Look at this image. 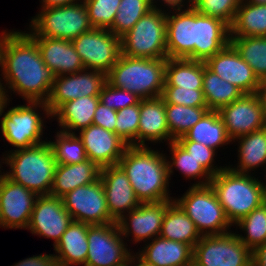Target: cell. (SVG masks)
I'll return each mask as SVG.
<instances>
[{"label":"cell","mask_w":266,"mask_h":266,"mask_svg":"<svg viewBox=\"0 0 266 266\" xmlns=\"http://www.w3.org/2000/svg\"><path fill=\"white\" fill-rule=\"evenodd\" d=\"M171 142L166 120L165 102L162 97L140 99V117L137 146H146L145 141Z\"/></svg>","instance_id":"cell-25"},{"label":"cell","mask_w":266,"mask_h":266,"mask_svg":"<svg viewBox=\"0 0 266 266\" xmlns=\"http://www.w3.org/2000/svg\"><path fill=\"white\" fill-rule=\"evenodd\" d=\"M78 0H42V8L64 6L77 3Z\"/></svg>","instance_id":"cell-51"},{"label":"cell","mask_w":266,"mask_h":266,"mask_svg":"<svg viewBox=\"0 0 266 266\" xmlns=\"http://www.w3.org/2000/svg\"><path fill=\"white\" fill-rule=\"evenodd\" d=\"M5 46V31L2 32V35L0 37V67L3 69V49Z\"/></svg>","instance_id":"cell-55"},{"label":"cell","mask_w":266,"mask_h":266,"mask_svg":"<svg viewBox=\"0 0 266 266\" xmlns=\"http://www.w3.org/2000/svg\"><path fill=\"white\" fill-rule=\"evenodd\" d=\"M72 221L62 198L42 195L35 201L27 229L32 234L54 239L56 245Z\"/></svg>","instance_id":"cell-18"},{"label":"cell","mask_w":266,"mask_h":266,"mask_svg":"<svg viewBox=\"0 0 266 266\" xmlns=\"http://www.w3.org/2000/svg\"><path fill=\"white\" fill-rule=\"evenodd\" d=\"M2 74L5 85L23 99L45 103L56 77L44 64L36 42L28 33L6 30Z\"/></svg>","instance_id":"cell-1"},{"label":"cell","mask_w":266,"mask_h":266,"mask_svg":"<svg viewBox=\"0 0 266 266\" xmlns=\"http://www.w3.org/2000/svg\"><path fill=\"white\" fill-rule=\"evenodd\" d=\"M230 43V26L195 10L194 60L206 61Z\"/></svg>","instance_id":"cell-23"},{"label":"cell","mask_w":266,"mask_h":266,"mask_svg":"<svg viewBox=\"0 0 266 266\" xmlns=\"http://www.w3.org/2000/svg\"><path fill=\"white\" fill-rule=\"evenodd\" d=\"M100 177V168L89 159L77 164H57L51 196L62 198L77 187L95 182Z\"/></svg>","instance_id":"cell-27"},{"label":"cell","mask_w":266,"mask_h":266,"mask_svg":"<svg viewBox=\"0 0 266 266\" xmlns=\"http://www.w3.org/2000/svg\"><path fill=\"white\" fill-rule=\"evenodd\" d=\"M236 139L240 140L239 161L236 168H231L233 171L249 174L253 168L266 164V126Z\"/></svg>","instance_id":"cell-34"},{"label":"cell","mask_w":266,"mask_h":266,"mask_svg":"<svg viewBox=\"0 0 266 266\" xmlns=\"http://www.w3.org/2000/svg\"><path fill=\"white\" fill-rule=\"evenodd\" d=\"M87 8L88 17L94 28H112L121 0H82Z\"/></svg>","instance_id":"cell-43"},{"label":"cell","mask_w":266,"mask_h":266,"mask_svg":"<svg viewBox=\"0 0 266 266\" xmlns=\"http://www.w3.org/2000/svg\"><path fill=\"white\" fill-rule=\"evenodd\" d=\"M99 98L105 106L116 111L135 105L140 101V98L132 92L111 86L107 81L101 89Z\"/></svg>","instance_id":"cell-46"},{"label":"cell","mask_w":266,"mask_h":266,"mask_svg":"<svg viewBox=\"0 0 266 266\" xmlns=\"http://www.w3.org/2000/svg\"><path fill=\"white\" fill-rule=\"evenodd\" d=\"M266 36V4L241 1L230 25V37Z\"/></svg>","instance_id":"cell-33"},{"label":"cell","mask_w":266,"mask_h":266,"mask_svg":"<svg viewBox=\"0 0 266 266\" xmlns=\"http://www.w3.org/2000/svg\"><path fill=\"white\" fill-rule=\"evenodd\" d=\"M161 97L165 103L169 104L191 107H207L202 89L164 86Z\"/></svg>","instance_id":"cell-45"},{"label":"cell","mask_w":266,"mask_h":266,"mask_svg":"<svg viewBox=\"0 0 266 266\" xmlns=\"http://www.w3.org/2000/svg\"><path fill=\"white\" fill-rule=\"evenodd\" d=\"M118 165L126 173L140 203L172 199L168 194L167 157L147 146H128Z\"/></svg>","instance_id":"cell-2"},{"label":"cell","mask_w":266,"mask_h":266,"mask_svg":"<svg viewBox=\"0 0 266 266\" xmlns=\"http://www.w3.org/2000/svg\"><path fill=\"white\" fill-rule=\"evenodd\" d=\"M176 141H194L216 150L232 140L226 132L219 112L209 110L184 136Z\"/></svg>","instance_id":"cell-31"},{"label":"cell","mask_w":266,"mask_h":266,"mask_svg":"<svg viewBox=\"0 0 266 266\" xmlns=\"http://www.w3.org/2000/svg\"><path fill=\"white\" fill-rule=\"evenodd\" d=\"M220 78L239 88L244 94L259 93L261 81L231 43L205 61Z\"/></svg>","instance_id":"cell-17"},{"label":"cell","mask_w":266,"mask_h":266,"mask_svg":"<svg viewBox=\"0 0 266 266\" xmlns=\"http://www.w3.org/2000/svg\"><path fill=\"white\" fill-rule=\"evenodd\" d=\"M164 1V4H166V6H168L169 8H179V7H183L184 4L182 3L183 0H162ZM191 1L192 0H188L187 2H190L189 4L191 5ZM152 4L154 7H157L154 2V0H151Z\"/></svg>","instance_id":"cell-53"},{"label":"cell","mask_w":266,"mask_h":266,"mask_svg":"<svg viewBox=\"0 0 266 266\" xmlns=\"http://www.w3.org/2000/svg\"><path fill=\"white\" fill-rule=\"evenodd\" d=\"M230 43L258 79H266V36L230 37Z\"/></svg>","instance_id":"cell-36"},{"label":"cell","mask_w":266,"mask_h":266,"mask_svg":"<svg viewBox=\"0 0 266 266\" xmlns=\"http://www.w3.org/2000/svg\"><path fill=\"white\" fill-rule=\"evenodd\" d=\"M57 164H77L87 160L86 151L82 140L77 134L59 131L56 141H49Z\"/></svg>","instance_id":"cell-40"},{"label":"cell","mask_w":266,"mask_h":266,"mask_svg":"<svg viewBox=\"0 0 266 266\" xmlns=\"http://www.w3.org/2000/svg\"><path fill=\"white\" fill-rule=\"evenodd\" d=\"M117 222L88 228V254L84 266H118L131 257Z\"/></svg>","instance_id":"cell-13"},{"label":"cell","mask_w":266,"mask_h":266,"mask_svg":"<svg viewBox=\"0 0 266 266\" xmlns=\"http://www.w3.org/2000/svg\"><path fill=\"white\" fill-rule=\"evenodd\" d=\"M261 184H262L263 202L264 204H266V184H264L263 182H261Z\"/></svg>","instance_id":"cell-58"},{"label":"cell","mask_w":266,"mask_h":266,"mask_svg":"<svg viewBox=\"0 0 266 266\" xmlns=\"http://www.w3.org/2000/svg\"><path fill=\"white\" fill-rule=\"evenodd\" d=\"M100 101L99 96L76 98L62 104L52 115L56 117L62 132L75 134L74 130H82L92 125L94 113Z\"/></svg>","instance_id":"cell-29"},{"label":"cell","mask_w":266,"mask_h":266,"mask_svg":"<svg viewBox=\"0 0 266 266\" xmlns=\"http://www.w3.org/2000/svg\"><path fill=\"white\" fill-rule=\"evenodd\" d=\"M166 60L121 54L106 74V81L111 86L132 92L140 99L160 97L165 85Z\"/></svg>","instance_id":"cell-4"},{"label":"cell","mask_w":266,"mask_h":266,"mask_svg":"<svg viewBox=\"0 0 266 266\" xmlns=\"http://www.w3.org/2000/svg\"><path fill=\"white\" fill-rule=\"evenodd\" d=\"M140 101L117 111L115 133L129 146H137Z\"/></svg>","instance_id":"cell-42"},{"label":"cell","mask_w":266,"mask_h":266,"mask_svg":"<svg viewBox=\"0 0 266 266\" xmlns=\"http://www.w3.org/2000/svg\"><path fill=\"white\" fill-rule=\"evenodd\" d=\"M251 266H266V242L252 251Z\"/></svg>","instance_id":"cell-50"},{"label":"cell","mask_w":266,"mask_h":266,"mask_svg":"<svg viewBox=\"0 0 266 266\" xmlns=\"http://www.w3.org/2000/svg\"><path fill=\"white\" fill-rule=\"evenodd\" d=\"M242 0H192L191 6L205 16L221 19L229 26Z\"/></svg>","instance_id":"cell-44"},{"label":"cell","mask_w":266,"mask_h":266,"mask_svg":"<svg viewBox=\"0 0 266 266\" xmlns=\"http://www.w3.org/2000/svg\"><path fill=\"white\" fill-rule=\"evenodd\" d=\"M175 14L166 12V47L168 58H187L194 60L195 9L172 8Z\"/></svg>","instance_id":"cell-22"},{"label":"cell","mask_w":266,"mask_h":266,"mask_svg":"<svg viewBox=\"0 0 266 266\" xmlns=\"http://www.w3.org/2000/svg\"><path fill=\"white\" fill-rule=\"evenodd\" d=\"M210 185L231 225L264 203L261 181L249 174L235 172L230 166L212 176Z\"/></svg>","instance_id":"cell-5"},{"label":"cell","mask_w":266,"mask_h":266,"mask_svg":"<svg viewBox=\"0 0 266 266\" xmlns=\"http://www.w3.org/2000/svg\"><path fill=\"white\" fill-rule=\"evenodd\" d=\"M231 140L266 126V116L259 93L243 94L219 111Z\"/></svg>","instance_id":"cell-14"},{"label":"cell","mask_w":266,"mask_h":266,"mask_svg":"<svg viewBox=\"0 0 266 266\" xmlns=\"http://www.w3.org/2000/svg\"><path fill=\"white\" fill-rule=\"evenodd\" d=\"M208 111V107L165 103L166 120L171 141H176L184 136Z\"/></svg>","instance_id":"cell-37"},{"label":"cell","mask_w":266,"mask_h":266,"mask_svg":"<svg viewBox=\"0 0 266 266\" xmlns=\"http://www.w3.org/2000/svg\"><path fill=\"white\" fill-rule=\"evenodd\" d=\"M135 256V257H134ZM137 260V261H136ZM136 261V262H135ZM135 262V263H134ZM138 263V264H137ZM133 264L135 266H153L150 264H147L145 261H143L138 255H133Z\"/></svg>","instance_id":"cell-56"},{"label":"cell","mask_w":266,"mask_h":266,"mask_svg":"<svg viewBox=\"0 0 266 266\" xmlns=\"http://www.w3.org/2000/svg\"><path fill=\"white\" fill-rule=\"evenodd\" d=\"M174 200L195 223L201 236L224 234L232 226L211 185H192L181 198Z\"/></svg>","instance_id":"cell-8"},{"label":"cell","mask_w":266,"mask_h":266,"mask_svg":"<svg viewBox=\"0 0 266 266\" xmlns=\"http://www.w3.org/2000/svg\"><path fill=\"white\" fill-rule=\"evenodd\" d=\"M166 31V11L154 7L121 37V54L139 58H168Z\"/></svg>","instance_id":"cell-7"},{"label":"cell","mask_w":266,"mask_h":266,"mask_svg":"<svg viewBox=\"0 0 266 266\" xmlns=\"http://www.w3.org/2000/svg\"><path fill=\"white\" fill-rule=\"evenodd\" d=\"M2 84L3 83H1V81H0V117L3 115L5 108H7V106H6V105H8L7 103H9V101H8L9 99L7 98L8 94H6L8 91H6L7 90L6 86H4Z\"/></svg>","instance_id":"cell-52"},{"label":"cell","mask_w":266,"mask_h":266,"mask_svg":"<svg viewBox=\"0 0 266 266\" xmlns=\"http://www.w3.org/2000/svg\"><path fill=\"white\" fill-rule=\"evenodd\" d=\"M89 71V72H87ZM56 76L46 102L51 115L64 103L86 96H99L106 83V74L97 70H83Z\"/></svg>","instance_id":"cell-15"},{"label":"cell","mask_w":266,"mask_h":266,"mask_svg":"<svg viewBox=\"0 0 266 266\" xmlns=\"http://www.w3.org/2000/svg\"><path fill=\"white\" fill-rule=\"evenodd\" d=\"M136 253L143 261L153 266H188L193 263V248L183 242L164 239L160 236Z\"/></svg>","instance_id":"cell-26"},{"label":"cell","mask_w":266,"mask_h":266,"mask_svg":"<svg viewBox=\"0 0 266 266\" xmlns=\"http://www.w3.org/2000/svg\"><path fill=\"white\" fill-rule=\"evenodd\" d=\"M90 224L72 221L54 245L59 266L85 265L88 254L87 233ZM58 254V255H57Z\"/></svg>","instance_id":"cell-28"},{"label":"cell","mask_w":266,"mask_h":266,"mask_svg":"<svg viewBox=\"0 0 266 266\" xmlns=\"http://www.w3.org/2000/svg\"><path fill=\"white\" fill-rule=\"evenodd\" d=\"M31 38L36 42L44 64L56 76L85 70L82 60L70 40L45 37Z\"/></svg>","instance_id":"cell-24"},{"label":"cell","mask_w":266,"mask_h":266,"mask_svg":"<svg viewBox=\"0 0 266 266\" xmlns=\"http://www.w3.org/2000/svg\"><path fill=\"white\" fill-rule=\"evenodd\" d=\"M71 42L88 70L107 74L121 55V38L108 29L93 28Z\"/></svg>","instance_id":"cell-11"},{"label":"cell","mask_w":266,"mask_h":266,"mask_svg":"<svg viewBox=\"0 0 266 266\" xmlns=\"http://www.w3.org/2000/svg\"><path fill=\"white\" fill-rule=\"evenodd\" d=\"M132 263H133V255H131V257L128 260H126L123 264L118 266H132L133 265Z\"/></svg>","instance_id":"cell-57"},{"label":"cell","mask_w":266,"mask_h":266,"mask_svg":"<svg viewBox=\"0 0 266 266\" xmlns=\"http://www.w3.org/2000/svg\"><path fill=\"white\" fill-rule=\"evenodd\" d=\"M14 266H59L55 254H43L19 261Z\"/></svg>","instance_id":"cell-49"},{"label":"cell","mask_w":266,"mask_h":266,"mask_svg":"<svg viewBox=\"0 0 266 266\" xmlns=\"http://www.w3.org/2000/svg\"><path fill=\"white\" fill-rule=\"evenodd\" d=\"M248 3H253V4H266V0H245Z\"/></svg>","instance_id":"cell-59"},{"label":"cell","mask_w":266,"mask_h":266,"mask_svg":"<svg viewBox=\"0 0 266 266\" xmlns=\"http://www.w3.org/2000/svg\"><path fill=\"white\" fill-rule=\"evenodd\" d=\"M153 8L151 0H121L110 31L121 38Z\"/></svg>","instance_id":"cell-39"},{"label":"cell","mask_w":266,"mask_h":266,"mask_svg":"<svg viewBox=\"0 0 266 266\" xmlns=\"http://www.w3.org/2000/svg\"><path fill=\"white\" fill-rule=\"evenodd\" d=\"M159 236L164 239L186 243L192 248L202 237L195 223L175 200L166 209Z\"/></svg>","instance_id":"cell-30"},{"label":"cell","mask_w":266,"mask_h":266,"mask_svg":"<svg viewBox=\"0 0 266 266\" xmlns=\"http://www.w3.org/2000/svg\"><path fill=\"white\" fill-rule=\"evenodd\" d=\"M197 162H199L212 176L216 175L224 168L214 166L215 152L211 147L194 141H177Z\"/></svg>","instance_id":"cell-47"},{"label":"cell","mask_w":266,"mask_h":266,"mask_svg":"<svg viewBox=\"0 0 266 266\" xmlns=\"http://www.w3.org/2000/svg\"><path fill=\"white\" fill-rule=\"evenodd\" d=\"M78 137L82 140L87 158L100 169L118 165L129 146L116 133L93 124L80 130Z\"/></svg>","instance_id":"cell-20"},{"label":"cell","mask_w":266,"mask_h":266,"mask_svg":"<svg viewBox=\"0 0 266 266\" xmlns=\"http://www.w3.org/2000/svg\"><path fill=\"white\" fill-rule=\"evenodd\" d=\"M259 95L262 99L264 110H265V116H266V79L261 81V88L259 91Z\"/></svg>","instance_id":"cell-54"},{"label":"cell","mask_w":266,"mask_h":266,"mask_svg":"<svg viewBox=\"0 0 266 266\" xmlns=\"http://www.w3.org/2000/svg\"><path fill=\"white\" fill-rule=\"evenodd\" d=\"M38 195L0 175V226L27 229Z\"/></svg>","instance_id":"cell-16"},{"label":"cell","mask_w":266,"mask_h":266,"mask_svg":"<svg viewBox=\"0 0 266 266\" xmlns=\"http://www.w3.org/2000/svg\"><path fill=\"white\" fill-rule=\"evenodd\" d=\"M116 116V110L110 109L99 101L92 124L115 133Z\"/></svg>","instance_id":"cell-48"},{"label":"cell","mask_w":266,"mask_h":266,"mask_svg":"<svg viewBox=\"0 0 266 266\" xmlns=\"http://www.w3.org/2000/svg\"><path fill=\"white\" fill-rule=\"evenodd\" d=\"M30 37H45L73 40L82 33L91 31L87 8L84 2L70 5L42 8L41 12L32 18Z\"/></svg>","instance_id":"cell-6"},{"label":"cell","mask_w":266,"mask_h":266,"mask_svg":"<svg viewBox=\"0 0 266 266\" xmlns=\"http://www.w3.org/2000/svg\"><path fill=\"white\" fill-rule=\"evenodd\" d=\"M204 61L187 58H167L165 85L187 89H202Z\"/></svg>","instance_id":"cell-32"},{"label":"cell","mask_w":266,"mask_h":266,"mask_svg":"<svg viewBox=\"0 0 266 266\" xmlns=\"http://www.w3.org/2000/svg\"><path fill=\"white\" fill-rule=\"evenodd\" d=\"M171 148V161L167 160V168L169 177L173 173V167L179 169L181 174H184L186 178L196 179L204 177V181L200 180L193 186H205L210 185L212 175L199 163L197 160L191 156L177 141H171L168 144Z\"/></svg>","instance_id":"cell-38"},{"label":"cell","mask_w":266,"mask_h":266,"mask_svg":"<svg viewBox=\"0 0 266 266\" xmlns=\"http://www.w3.org/2000/svg\"><path fill=\"white\" fill-rule=\"evenodd\" d=\"M100 179L108 211L116 222L127 214L125 211L129 213L140 205L126 173L119 165L101 168Z\"/></svg>","instance_id":"cell-21"},{"label":"cell","mask_w":266,"mask_h":266,"mask_svg":"<svg viewBox=\"0 0 266 266\" xmlns=\"http://www.w3.org/2000/svg\"><path fill=\"white\" fill-rule=\"evenodd\" d=\"M203 95L209 110L219 111L244 93L211 71L204 62Z\"/></svg>","instance_id":"cell-35"},{"label":"cell","mask_w":266,"mask_h":266,"mask_svg":"<svg viewBox=\"0 0 266 266\" xmlns=\"http://www.w3.org/2000/svg\"><path fill=\"white\" fill-rule=\"evenodd\" d=\"M235 225L246 232V237L237 234L251 251L266 242V204H262Z\"/></svg>","instance_id":"cell-41"},{"label":"cell","mask_w":266,"mask_h":266,"mask_svg":"<svg viewBox=\"0 0 266 266\" xmlns=\"http://www.w3.org/2000/svg\"><path fill=\"white\" fill-rule=\"evenodd\" d=\"M27 105H18L10 108L0 122L2 135L9 144L17 149L28 148L46 141L43 136V119L37 113V107H41L47 117L51 113L45 102L27 101Z\"/></svg>","instance_id":"cell-9"},{"label":"cell","mask_w":266,"mask_h":266,"mask_svg":"<svg viewBox=\"0 0 266 266\" xmlns=\"http://www.w3.org/2000/svg\"><path fill=\"white\" fill-rule=\"evenodd\" d=\"M173 200L140 203L138 207L126 215L129 218L124 215L117 222L121 235L126 238L132 233L135 243L158 237L166 209Z\"/></svg>","instance_id":"cell-19"},{"label":"cell","mask_w":266,"mask_h":266,"mask_svg":"<svg viewBox=\"0 0 266 266\" xmlns=\"http://www.w3.org/2000/svg\"><path fill=\"white\" fill-rule=\"evenodd\" d=\"M9 152L3 163L11 170L3 175L38 196L50 195L57 163L49 141Z\"/></svg>","instance_id":"cell-3"},{"label":"cell","mask_w":266,"mask_h":266,"mask_svg":"<svg viewBox=\"0 0 266 266\" xmlns=\"http://www.w3.org/2000/svg\"><path fill=\"white\" fill-rule=\"evenodd\" d=\"M62 201L73 221L90 225H105L116 222L108 211L100 177L93 183L70 191L62 197Z\"/></svg>","instance_id":"cell-12"},{"label":"cell","mask_w":266,"mask_h":266,"mask_svg":"<svg viewBox=\"0 0 266 266\" xmlns=\"http://www.w3.org/2000/svg\"><path fill=\"white\" fill-rule=\"evenodd\" d=\"M196 266H251L252 251L236 232L202 236L193 247Z\"/></svg>","instance_id":"cell-10"}]
</instances>
